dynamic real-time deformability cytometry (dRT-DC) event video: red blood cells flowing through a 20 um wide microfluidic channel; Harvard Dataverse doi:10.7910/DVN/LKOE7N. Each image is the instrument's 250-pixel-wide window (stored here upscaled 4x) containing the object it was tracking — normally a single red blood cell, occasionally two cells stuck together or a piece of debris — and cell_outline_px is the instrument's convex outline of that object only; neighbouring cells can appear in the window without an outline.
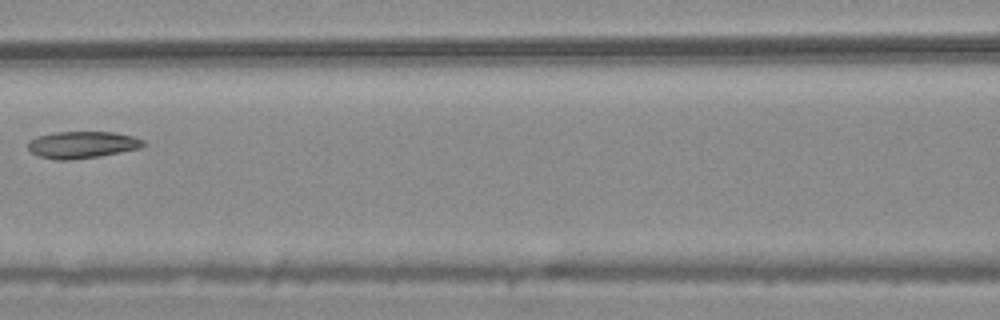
{"species": "common noctule bat (a hibernating species)", "species_latin": "Nyctalus noctula", "temperature_condition": "warm", "stored_images_in_passage": 8, "camera_frame_rate_fps": 3000, "um_per_image_px": 0.085, "animal": {"sex": "male", "body_mass_g": 20.4}, "frame": {"image": 1, "passage_image": 7, "time_ms": 2.0, "image_size_px": [1000, 320], "cell_outline_px": [[148, 144], [140, 148], [100, 156], [68, 160], [56, 160], [40, 156], [32, 152], [28, 148], [28, 140], [40, 136], [56, 132], [116, 132], [132, 136], [144, 140]], "centroid_in_image_um": [7.02, 12.3], "position_along_channel_um": 159.6, "area_um2": 18.03}}
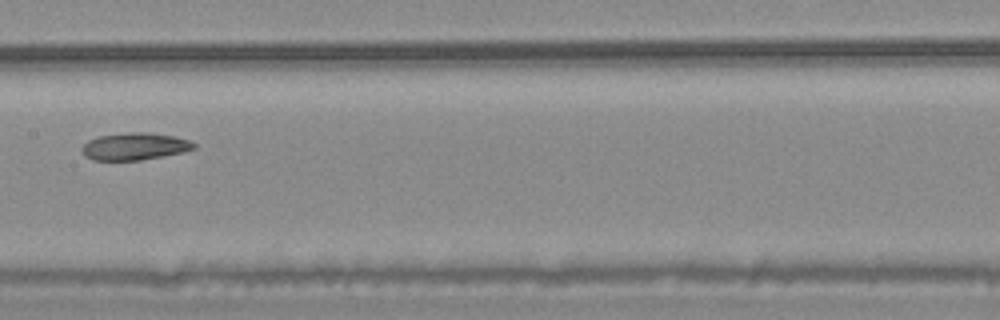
{"frame": {"image": 2, "passage_image": 8, "time_ms": 2.333, "image_size_px": [1000, 320], "cell_outline_px": [[196, 148], [184, 152], [140, 160], [92, 160], [80, 148], [88, 140], [100, 136], [128, 132], [148, 132], [172, 136], [188, 140], [196, 144]], "centroid_in_image_um": [11.47, 12.44], "position_along_channel_um": 195.9, "area_um2": 17.57}}